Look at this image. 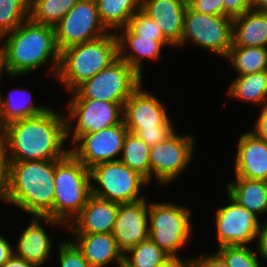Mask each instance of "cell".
I'll list each match as a JSON object with an SVG mask.
<instances>
[{"label": "cell", "instance_id": "cell-4", "mask_svg": "<svg viewBox=\"0 0 267 267\" xmlns=\"http://www.w3.org/2000/svg\"><path fill=\"white\" fill-rule=\"evenodd\" d=\"M118 58L116 33L76 44L60 52L57 78L67 91L72 92L82 82L91 79Z\"/></svg>", "mask_w": 267, "mask_h": 267}, {"label": "cell", "instance_id": "cell-15", "mask_svg": "<svg viewBox=\"0 0 267 267\" xmlns=\"http://www.w3.org/2000/svg\"><path fill=\"white\" fill-rule=\"evenodd\" d=\"M142 88L140 84L123 106V121L128 132L135 133L140 129L172 125L165 105L155 95Z\"/></svg>", "mask_w": 267, "mask_h": 267}, {"label": "cell", "instance_id": "cell-1", "mask_svg": "<svg viewBox=\"0 0 267 267\" xmlns=\"http://www.w3.org/2000/svg\"><path fill=\"white\" fill-rule=\"evenodd\" d=\"M66 139V117L49 108L36 117L15 120L4 126V159L56 161L70 153V149L64 148Z\"/></svg>", "mask_w": 267, "mask_h": 267}, {"label": "cell", "instance_id": "cell-40", "mask_svg": "<svg viewBox=\"0 0 267 267\" xmlns=\"http://www.w3.org/2000/svg\"><path fill=\"white\" fill-rule=\"evenodd\" d=\"M261 110L259 118L255 122L253 129L250 131L267 142V104H265Z\"/></svg>", "mask_w": 267, "mask_h": 267}, {"label": "cell", "instance_id": "cell-44", "mask_svg": "<svg viewBox=\"0 0 267 267\" xmlns=\"http://www.w3.org/2000/svg\"><path fill=\"white\" fill-rule=\"evenodd\" d=\"M11 243L0 235V267L14 255Z\"/></svg>", "mask_w": 267, "mask_h": 267}, {"label": "cell", "instance_id": "cell-24", "mask_svg": "<svg viewBox=\"0 0 267 267\" xmlns=\"http://www.w3.org/2000/svg\"><path fill=\"white\" fill-rule=\"evenodd\" d=\"M226 189L227 194L257 217L267 214V181L235 177Z\"/></svg>", "mask_w": 267, "mask_h": 267}, {"label": "cell", "instance_id": "cell-21", "mask_svg": "<svg viewBox=\"0 0 267 267\" xmlns=\"http://www.w3.org/2000/svg\"><path fill=\"white\" fill-rule=\"evenodd\" d=\"M116 33L118 40V57L126 61L142 77V60L160 58L163 46L175 47L170 41H157L136 35L128 26ZM124 33H123V32ZM130 49V51L128 50ZM132 51V52H131Z\"/></svg>", "mask_w": 267, "mask_h": 267}, {"label": "cell", "instance_id": "cell-27", "mask_svg": "<svg viewBox=\"0 0 267 267\" xmlns=\"http://www.w3.org/2000/svg\"><path fill=\"white\" fill-rule=\"evenodd\" d=\"M12 92L5 100L0 93V118L3 126L15 120L36 117L49 109L45 106H34L30 96L32 93H26V89H16Z\"/></svg>", "mask_w": 267, "mask_h": 267}, {"label": "cell", "instance_id": "cell-23", "mask_svg": "<svg viewBox=\"0 0 267 267\" xmlns=\"http://www.w3.org/2000/svg\"><path fill=\"white\" fill-rule=\"evenodd\" d=\"M232 46L267 48V12L250 9L234 17Z\"/></svg>", "mask_w": 267, "mask_h": 267}, {"label": "cell", "instance_id": "cell-18", "mask_svg": "<svg viewBox=\"0 0 267 267\" xmlns=\"http://www.w3.org/2000/svg\"><path fill=\"white\" fill-rule=\"evenodd\" d=\"M118 209V203L91 195L67 227L72 233H111Z\"/></svg>", "mask_w": 267, "mask_h": 267}, {"label": "cell", "instance_id": "cell-25", "mask_svg": "<svg viewBox=\"0 0 267 267\" xmlns=\"http://www.w3.org/2000/svg\"><path fill=\"white\" fill-rule=\"evenodd\" d=\"M96 3L101 22L109 32L116 33L141 9L142 0H96Z\"/></svg>", "mask_w": 267, "mask_h": 267}, {"label": "cell", "instance_id": "cell-50", "mask_svg": "<svg viewBox=\"0 0 267 267\" xmlns=\"http://www.w3.org/2000/svg\"><path fill=\"white\" fill-rule=\"evenodd\" d=\"M263 260L267 262V257H263Z\"/></svg>", "mask_w": 267, "mask_h": 267}, {"label": "cell", "instance_id": "cell-8", "mask_svg": "<svg viewBox=\"0 0 267 267\" xmlns=\"http://www.w3.org/2000/svg\"><path fill=\"white\" fill-rule=\"evenodd\" d=\"M148 226L149 238L169 255H177L190 239V210L170 202H151L148 204Z\"/></svg>", "mask_w": 267, "mask_h": 267}, {"label": "cell", "instance_id": "cell-16", "mask_svg": "<svg viewBox=\"0 0 267 267\" xmlns=\"http://www.w3.org/2000/svg\"><path fill=\"white\" fill-rule=\"evenodd\" d=\"M148 201L119 204L112 235L125 253L129 248L149 238Z\"/></svg>", "mask_w": 267, "mask_h": 267}, {"label": "cell", "instance_id": "cell-7", "mask_svg": "<svg viewBox=\"0 0 267 267\" xmlns=\"http://www.w3.org/2000/svg\"><path fill=\"white\" fill-rule=\"evenodd\" d=\"M92 195L116 202L118 204L133 203L145 199L141 195V187L148 180L139 172L132 170L121 161H109L95 165L89 169Z\"/></svg>", "mask_w": 267, "mask_h": 267}, {"label": "cell", "instance_id": "cell-22", "mask_svg": "<svg viewBox=\"0 0 267 267\" xmlns=\"http://www.w3.org/2000/svg\"><path fill=\"white\" fill-rule=\"evenodd\" d=\"M74 242L82 251L84 258L91 267H105L111 262H116L118 267H123L124 253L118 247L112 233H73Z\"/></svg>", "mask_w": 267, "mask_h": 267}, {"label": "cell", "instance_id": "cell-5", "mask_svg": "<svg viewBox=\"0 0 267 267\" xmlns=\"http://www.w3.org/2000/svg\"><path fill=\"white\" fill-rule=\"evenodd\" d=\"M91 183L89 169L71 152L56 160L53 219L68 226L92 195Z\"/></svg>", "mask_w": 267, "mask_h": 267}, {"label": "cell", "instance_id": "cell-17", "mask_svg": "<svg viewBox=\"0 0 267 267\" xmlns=\"http://www.w3.org/2000/svg\"><path fill=\"white\" fill-rule=\"evenodd\" d=\"M237 145L235 176L267 181V142L248 131Z\"/></svg>", "mask_w": 267, "mask_h": 267}, {"label": "cell", "instance_id": "cell-37", "mask_svg": "<svg viewBox=\"0 0 267 267\" xmlns=\"http://www.w3.org/2000/svg\"><path fill=\"white\" fill-rule=\"evenodd\" d=\"M187 7L198 13L224 16L223 0H186Z\"/></svg>", "mask_w": 267, "mask_h": 267}, {"label": "cell", "instance_id": "cell-39", "mask_svg": "<svg viewBox=\"0 0 267 267\" xmlns=\"http://www.w3.org/2000/svg\"><path fill=\"white\" fill-rule=\"evenodd\" d=\"M194 267H228L224 259L217 253L201 255L194 258Z\"/></svg>", "mask_w": 267, "mask_h": 267}, {"label": "cell", "instance_id": "cell-34", "mask_svg": "<svg viewBox=\"0 0 267 267\" xmlns=\"http://www.w3.org/2000/svg\"><path fill=\"white\" fill-rule=\"evenodd\" d=\"M136 35L153 38L157 41H169L160 27L141 9L133 14L127 25Z\"/></svg>", "mask_w": 267, "mask_h": 267}, {"label": "cell", "instance_id": "cell-11", "mask_svg": "<svg viewBox=\"0 0 267 267\" xmlns=\"http://www.w3.org/2000/svg\"><path fill=\"white\" fill-rule=\"evenodd\" d=\"M123 106L93 99H71L67 104V138L71 145L83 134L93 133L120 124L123 121ZM76 122L72 126L71 122Z\"/></svg>", "mask_w": 267, "mask_h": 267}, {"label": "cell", "instance_id": "cell-26", "mask_svg": "<svg viewBox=\"0 0 267 267\" xmlns=\"http://www.w3.org/2000/svg\"><path fill=\"white\" fill-rule=\"evenodd\" d=\"M227 90L232 98L264 106L267 104V70L237 76Z\"/></svg>", "mask_w": 267, "mask_h": 267}, {"label": "cell", "instance_id": "cell-43", "mask_svg": "<svg viewBox=\"0 0 267 267\" xmlns=\"http://www.w3.org/2000/svg\"><path fill=\"white\" fill-rule=\"evenodd\" d=\"M158 267H194V257L181 259L178 255H169Z\"/></svg>", "mask_w": 267, "mask_h": 267}, {"label": "cell", "instance_id": "cell-19", "mask_svg": "<svg viewBox=\"0 0 267 267\" xmlns=\"http://www.w3.org/2000/svg\"><path fill=\"white\" fill-rule=\"evenodd\" d=\"M41 220L52 226H62L63 223L48 217L32 216L30 225L22 230L14 255L31 262L36 267L42 266L51 255L52 247L49 234L45 231Z\"/></svg>", "mask_w": 267, "mask_h": 267}, {"label": "cell", "instance_id": "cell-41", "mask_svg": "<svg viewBox=\"0 0 267 267\" xmlns=\"http://www.w3.org/2000/svg\"><path fill=\"white\" fill-rule=\"evenodd\" d=\"M0 200L9 202L8 163L4 158L0 160Z\"/></svg>", "mask_w": 267, "mask_h": 267}, {"label": "cell", "instance_id": "cell-12", "mask_svg": "<svg viewBox=\"0 0 267 267\" xmlns=\"http://www.w3.org/2000/svg\"><path fill=\"white\" fill-rule=\"evenodd\" d=\"M194 136L174 132L163 142L150 147V180L171 183L188 167L194 149Z\"/></svg>", "mask_w": 267, "mask_h": 267}, {"label": "cell", "instance_id": "cell-33", "mask_svg": "<svg viewBox=\"0 0 267 267\" xmlns=\"http://www.w3.org/2000/svg\"><path fill=\"white\" fill-rule=\"evenodd\" d=\"M255 250L247 245L221 246L217 253L224 259L228 267H261Z\"/></svg>", "mask_w": 267, "mask_h": 267}, {"label": "cell", "instance_id": "cell-38", "mask_svg": "<svg viewBox=\"0 0 267 267\" xmlns=\"http://www.w3.org/2000/svg\"><path fill=\"white\" fill-rule=\"evenodd\" d=\"M252 0H223L224 16L237 17L251 9Z\"/></svg>", "mask_w": 267, "mask_h": 267}, {"label": "cell", "instance_id": "cell-6", "mask_svg": "<svg viewBox=\"0 0 267 267\" xmlns=\"http://www.w3.org/2000/svg\"><path fill=\"white\" fill-rule=\"evenodd\" d=\"M142 77L119 57L94 77L82 82L71 99H93L124 104L142 83Z\"/></svg>", "mask_w": 267, "mask_h": 267}, {"label": "cell", "instance_id": "cell-9", "mask_svg": "<svg viewBox=\"0 0 267 267\" xmlns=\"http://www.w3.org/2000/svg\"><path fill=\"white\" fill-rule=\"evenodd\" d=\"M232 23L231 17L198 13L187 7L183 36L176 46H183L190 40V43L226 58L232 47Z\"/></svg>", "mask_w": 267, "mask_h": 267}, {"label": "cell", "instance_id": "cell-42", "mask_svg": "<svg viewBox=\"0 0 267 267\" xmlns=\"http://www.w3.org/2000/svg\"><path fill=\"white\" fill-rule=\"evenodd\" d=\"M256 238L258 240L256 251L259 253L261 259L267 257V221L262 225H258Z\"/></svg>", "mask_w": 267, "mask_h": 267}, {"label": "cell", "instance_id": "cell-3", "mask_svg": "<svg viewBox=\"0 0 267 267\" xmlns=\"http://www.w3.org/2000/svg\"><path fill=\"white\" fill-rule=\"evenodd\" d=\"M9 204L53 218L55 161H7Z\"/></svg>", "mask_w": 267, "mask_h": 267}, {"label": "cell", "instance_id": "cell-30", "mask_svg": "<svg viewBox=\"0 0 267 267\" xmlns=\"http://www.w3.org/2000/svg\"><path fill=\"white\" fill-rule=\"evenodd\" d=\"M79 0H30L29 18L38 24L54 27Z\"/></svg>", "mask_w": 267, "mask_h": 267}, {"label": "cell", "instance_id": "cell-45", "mask_svg": "<svg viewBox=\"0 0 267 267\" xmlns=\"http://www.w3.org/2000/svg\"><path fill=\"white\" fill-rule=\"evenodd\" d=\"M1 267H36L29 261L22 259L16 255H13L8 261H6Z\"/></svg>", "mask_w": 267, "mask_h": 267}, {"label": "cell", "instance_id": "cell-20", "mask_svg": "<svg viewBox=\"0 0 267 267\" xmlns=\"http://www.w3.org/2000/svg\"><path fill=\"white\" fill-rule=\"evenodd\" d=\"M186 8V0H142L141 3V10L156 22L175 47L183 36Z\"/></svg>", "mask_w": 267, "mask_h": 267}, {"label": "cell", "instance_id": "cell-32", "mask_svg": "<svg viewBox=\"0 0 267 267\" xmlns=\"http://www.w3.org/2000/svg\"><path fill=\"white\" fill-rule=\"evenodd\" d=\"M30 0H0V38L29 19Z\"/></svg>", "mask_w": 267, "mask_h": 267}, {"label": "cell", "instance_id": "cell-14", "mask_svg": "<svg viewBox=\"0 0 267 267\" xmlns=\"http://www.w3.org/2000/svg\"><path fill=\"white\" fill-rule=\"evenodd\" d=\"M227 196L230 204L216 210L218 247L251 244L256 240L260 220L229 194Z\"/></svg>", "mask_w": 267, "mask_h": 267}, {"label": "cell", "instance_id": "cell-36", "mask_svg": "<svg viewBox=\"0 0 267 267\" xmlns=\"http://www.w3.org/2000/svg\"><path fill=\"white\" fill-rule=\"evenodd\" d=\"M172 126L173 125H159L155 128L140 129L134 134L151 147L163 142L172 135L175 132Z\"/></svg>", "mask_w": 267, "mask_h": 267}, {"label": "cell", "instance_id": "cell-35", "mask_svg": "<svg viewBox=\"0 0 267 267\" xmlns=\"http://www.w3.org/2000/svg\"><path fill=\"white\" fill-rule=\"evenodd\" d=\"M58 250L60 267H91L73 241L59 243Z\"/></svg>", "mask_w": 267, "mask_h": 267}, {"label": "cell", "instance_id": "cell-2", "mask_svg": "<svg viewBox=\"0 0 267 267\" xmlns=\"http://www.w3.org/2000/svg\"><path fill=\"white\" fill-rule=\"evenodd\" d=\"M3 40L6 68L10 77L29 74L50 59L52 70L49 71L56 76L60 51L56 44L54 27L35 23L29 18L13 32L2 36L1 44Z\"/></svg>", "mask_w": 267, "mask_h": 267}, {"label": "cell", "instance_id": "cell-10", "mask_svg": "<svg viewBox=\"0 0 267 267\" xmlns=\"http://www.w3.org/2000/svg\"><path fill=\"white\" fill-rule=\"evenodd\" d=\"M54 31L60 52L110 33L100 20L96 0H79L54 26Z\"/></svg>", "mask_w": 267, "mask_h": 267}, {"label": "cell", "instance_id": "cell-29", "mask_svg": "<svg viewBox=\"0 0 267 267\" xmlns=\"http://www.w3.org/2000/svg\"><path fill=\"white\" fill-rule=\"evenodd\" d=\"M150 147L134 133L125 136L119 161L150 182Z\"/></svg>", "mask_w": 267, "mask_h": 267}, {"label": "cell", "instance_id": "cell-13", "mask_svg": "<svg viewBox=\"0 0 267 267\" xmlns=\"http://www.w3.org/2000/svg\"><path fill=\"white\" fill-rule=\"evenodd\" d=\"M127 133L124 121L97 132L85 133L72 144L74 146L70 152L88 169L101 163L118 161Z\"/></svg>", "mask_w": 267, "mask_h": 267}, {"label": "cell", "instance_id": "cell-49", "mask_svg": "<svg viewBox=\"0 0 267 267\" xmlns=\"http://www.w3.org/2000/svg\"><path fill=\"white\" fill-rule=\"evenodd\" d=\"M0 128H4V126L2 125L1 118H0Z\"/></svg>", "mask_w": 267, "mask_h": 267}, {"label": "cell", "instance_id": "cell-48", "mask_svg": "<svg viewBox=\"0 0 267 267\" xmlns=\"http://www.w3.org/2000/svg\"><path fill=\"white\" fill-rule=\"evenodd\" d=\"M4 158L3 128H0V160Z\"/></svg>", "mask_w": 267, "mask_h": 267}, {"label": "cell", "instance_id": "cell-47", "mask_svg": "<svg viewBox=\"0 0 267 267\" xmlns=\"http://www.w3.org/2000/svg\"><path fill=\"white\" fill-rule=\"evenodd\" d=\"M3 73L4 74L7 73V75H8V71H7V68H6L5 52H4L3 46L2 47L0 46V76Z\"/></svg>", "mask_w": 267, "mask_h": 267}, {"label": "cell", "instance_id": "cell-31", "mask_svg": "<svg viewBox=\"0 0 267 267\" xmlns=\"http://www.w3.org/2000/svg\"><path fill=\"white\" fill-rule=\"evenodd\" d=\"M168 256V253L148 238L124 253L123 267H158Z\"/></svg>", "mask_w": 267, "mask_h": 267}, {"label": "cell", "instance_id": "cell-28", "mask_svg": "<svg viewBox=\"0 0 267 267\" xmlns=\"http://www.w3.org/2000/svg\"><path fill=\"white\" fill-rule=\"evenodd\" d=\"M225 59H230L238 76L267 70V48L264 47L232 46Z\"/></svg>", "mask_w": 267, "mask_h": 267}, {"label": "cell", "instance_id": "cell-46", "mask_svg": "<svg viewBox=\"0 0 267 267\" xmlns=\"http://www.w3.org/2000/svg\"><path fill=\"white\" fill-rule=\"evenodd\" d=\"M251 9L267 12V0H252Z\"/></svg>", "mask_w": 267, "mask_h": 267}]
</instances>
